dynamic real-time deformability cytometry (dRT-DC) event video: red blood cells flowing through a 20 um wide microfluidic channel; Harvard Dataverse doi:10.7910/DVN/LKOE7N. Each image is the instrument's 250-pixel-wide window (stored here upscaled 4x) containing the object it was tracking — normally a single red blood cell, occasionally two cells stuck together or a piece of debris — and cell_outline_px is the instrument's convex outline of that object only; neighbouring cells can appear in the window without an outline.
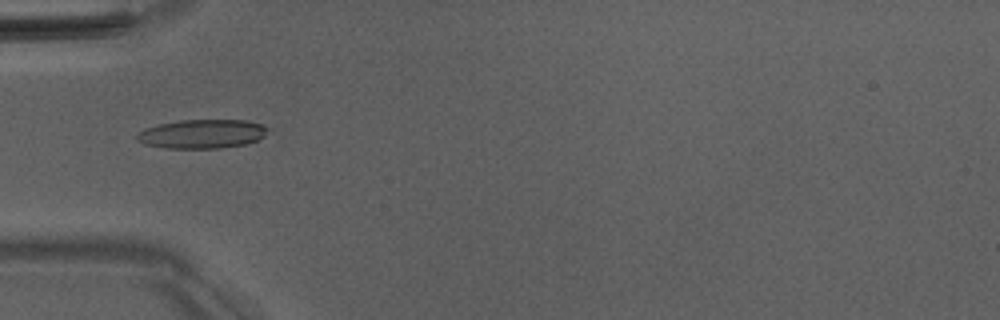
{"species": "Egyptian fruit bat (a non-hibernating species)", "species_latin": "Rousettus aegyptiacus", "temperature_condition": "room temperature", "stored_images_in_passage": 13, "camera_frame_rate_fps": 3000, "um_per_image_px": 0.085, "animal": {"sex": "male"}, "frame": {"image": 1, "passage_image": 4, "time_ms": 1.0, "image_size_px": [1000, 320], "cell_outline_px": [[268, 128], [264, 136], [248, 144], [220, 148], [164, 148], [144, 144], [136, 140], [136, 136], [144, 128], [160, 124], [180, 120], [244, 120], [264, 124]], "centroid_in_image_um": [17.18, 11.38], "position_along_channel_um": 67.8, "area_um2": 22.14}}